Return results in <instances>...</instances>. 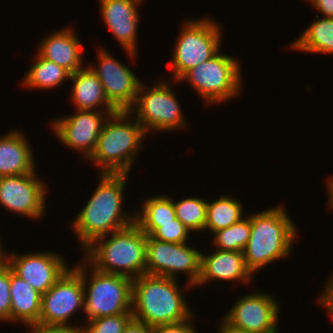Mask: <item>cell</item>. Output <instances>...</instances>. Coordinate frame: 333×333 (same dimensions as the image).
<instances>
[{
  "label": "cell",
  "mask_w": 333,
  "mask_h": 333,
  "mask_svg": "<svg viewBox=\"0 0 333 333\" xmlns=\"http://www.w3.org/2000/svg\"><path fill=\"white\" fill-rule=\"evenodd\" d=\"M177 279L143 274L132 281L133 318L151 328L188 320L193 314Z\"/></svg>",
  "instance_id": "2"
},
{
  "label": "cell",
  "mask_w": 333,
  "mask_h": 333,
  "mask_svg": "<svg viewBox=\"0 0 333 333\" xmlns=\"http://www.w3.org/2000/svg\"><path fill=\"white\" fill-rule=\"evenodd\" d=\"M0 243L1 242V236H0ZM4 253V250L2 248V245L0 244V267L6 263L7 255Z\"/></svg>",
  "instance_id": "39"
},
{
  "label": "cell",
  "mask_w": 333,
  "mask_h": 333,
  "mask_svg": "<svg viewBox=\"0 0 333 333\" xmlns=\"http://www.w3.org/2000/svg\"><path fill=\"white\" fill-rule=\"evenodd\" d=\"M6 263L39 293H46L69 268L63 257L53 252L7 255Z\"/></svg>",
  "instance_id": "16"
},
{
  "label": "cell",
  "mask_w": 333,
  "mask_h": 333,
  "mask_svg": "<svg viewBox=\"0 0 333 333\" xmlns=\"http://www.w3.org/2000/svg\"><path fill=\"white\" fill-rule=\"evenodd\" d=\"M46 185L36 172L0 177V205L13 213L40 219L45 213Z\"/></svg>",
  "instance_id": "13"
},
{
  "label": "cell",
  "mask_w": 333,
  "mask_h": 333,
  "mask_svg": "<svg viewBox=\"0 0 333 333\" xmlns=\"http://www.w3.org/2000/svg\"><path fill=\"white\" fill-rule=\"evenodd\" d=\"M180 30V36L173 49L170 67L175 82L191 68L211 59L221 49L220 26L207 18L187 21Z\"/></svg>",
  "instance_id": "8"
},
{
  "label": "cell",
  "mask_w": 333,
  "mask_h": 333,
  "mask_svg": "<svg viewBox=\"0 0 333 333\" xmlns=\"http://www.w3.org/2000/svg\"><path fill=\"white\" fill-rule=\"evenodd\" d=\"M132 318V313L95 318L87 321V327H79L78 333H123Z\"/></svg>",
  "instance_id": "29"
},
{
  "label": "cell",
  "mask_w": 333,
  "mask_h": 333,
  "mask_svg": "<svg viewBox=\"0 0 333 333\" xmlns=\"http://www.w3.org/2000/svg\"><path fill=\"white\" fill-rule=\"evenodd\" d=\"M297 234L296 225L280 205L251 214L250 238L243 250L247 268L255 274L287 257Z\"/></svg>",
  "instance_id": "3"
},
{
  "label": "cell",
  "mask_w": 333,
  "mask_h": 333,
  "mask_svg": "<svg viewBox=\"0 0 333 333\" xmlns=\"http://www.w3.org/2000/svg\"><path fill=\"white\" fill-rule=\"evenodd\" d=\"M10 322L38 323L42 294L16 275L10 267Z\"/></svg>",
  "instance_id": "22"
},
{
  "label": "cell",
  "mask_w": 333,
  "mask_h": 333,
  "mask_svg": "<svg viewBox=\"0 0 333 333\" xmlns=\"http://www.w3.org/2000/svg\"><path fill=\"white\" fill-rule=\"evenodd\" d=\"M328 186H327V188H328V201H329V207L331 208V209H333V178H329V179H327V183H326Z\"/></svg>",
  "instance_id": "38"
},
{
  "label": "cell",
  "mask_w": 333,
  "mask_h": 333,
  "mask_svg": "<svg viewBox=\"0 0 333 333\" xmlns=\"http://www.w3.org/2000/svg\"><path fill=\"white\" fill-rule=\"evenodd\" d=\"M222 322V323H221ZM220 329L218 330V333H248L236 328L231 327L228 325L223 319L220 321Z\"/></svg>",
  "instance_id": "37"
},
{
  "label": "cell",
  "mask_w": 333,
  "mask_h": 333,
  "mask_svg": "<svg viewBox=\"0 0 333 333\" xmlns=\"http://www.w3.org/2000/svg\"><path fill=\"white\" fill-rule=\"evenodd\" d=\"M324 17L333 18V0H308Z\"/></svg>",
  "instance_id": "36"
},
{
  "label": "cell",
  "mask_w": 333,
  "mask_h": 333,
  "mask_svg": "<svg viewBox=\"0 0 333 333\" xmlns=\"http://www.w3.org/2000/svg\"><path fill=\"white\" fill-rule=\"evenodd\" d=\"M108 235L96 239L83 250L84 261L101 272L132 279L145 274L147 235L140 227L134 222Z\"/></svg>",
  "instance_id": "4"
},
{
  "label": "cell",
  "mask_w": 333,
  "mask_h": 333,
  "mask_svg": "<svg viewBox=\"0 0 333 333\" xmlns=\"http://www.w3.org/2000/svg\"><path fill=\"white\" fill-rule=\"evenodd\" d=\"M19 130L0 136V177L35 172L32 149Z\"/></svg>",
  "instance_id": "20"
},
{
  "label": "cell",
  "mask_w": 333,
  "mask_h": 333,
  "mask_svg": "<svg viewBox=\"0 0 333 333\" xmlns=\"http://www.w3.org/2000/svg\"><path fill=\"white\" fill-rule=\"evenodd\" d=\"M144 0H100V11L119 44L130 58L136 57L137 30L139 24L138 5ZM136 50V51H135Z\"/></svg>",
  "instance_id": "17"
},
{
  "label": "cell",
  "mask_w": 333,
  "mask_h": 333,
  "mask_svg": "<svg viewBox=\"0 0 333 333\" xmlns=\"http://www.w3.org/2000/svg\"><path fill=\"white\" fill-rule=\"evenodd\" d=\"M103 111V109L76 110L75 114L71 116L53 121L52 130L63 144L73 150L83 152V155L89 159L96 148L105 121L108 116L115 113Z\"/></svg>",
  "instance_id": "15"
},
{
  "label": "cell",
  "mask_w": 333,
  "mask_h": 333,
  "mask_svg": "<svg viewBox=\"0 0 333 333\" xmlns=\"http://www.w3.org/2000/svg\"><path fill=\"white\" fill-rule=\"evenodd\" d=\"M190 231L177 218L171 223L160 224V227L151 235L152 238L171 243H187Z\"/></svg>",
  "instance_id": "30"
},
{
  "label": "cell",
  "mask_w": 333,
  "mask_h": 333,
  "mask_svg": "<svg viewBox=\"0 0 333 333\" xmlns=\"http://www.w3.org/2000/svg\"><path fill=\"white\" fill-rule=\"evenodd\" d=\"M70 80L73 81L71 100L76 110L95 111L103 107L104 112L118 111L106 98L102 83L89 66L72 73Z\"/></svg>",
  "instance_id": "21"
},
{
  "label": "cell",
  "mask_w": 333,
  "mask_h": 333,
  "mask_svg": "<svg viewBox=\"0 0 333 333\" xmlns=\"http://www.w3.org/2000/svg\"><path fill=\"white\" fill-rule=\"evenodd\" d=\"M201 254L187 243L163 242L147 236L146 274L176 279V273L183 272L188 276L185 287L194 288L200 276Z\"/></svg>",
  "instance_id": "10"
},
{
  "label": "cell",
  "mask_w": 333,
  "mask_h": 333,
  "mask_svg": "<svg viewBox=\"0 0 333 333\" xmlns=\"http://www.w3.org/2000/svg\"><path fill=\"white\" fill-rule=\"evenodd\" d=\"M98 66L89 65L102 83L106 98L117 110L134 105L142 81L133 71L115 59L106 49L99 48Z\"/></svg>",
  "instance_id": "14"
},
{
  "label": "cell",
  "mask_w": 333,
  "mask_h": 333,
  "mask_svg": "<svg viewBox=\"0 0 333 333\" xmlns=\"http://www.w3.org/2000/svg\"><path fill=\"white\" fill-rule=\"evenodd\" d=\"M128 174L99 173L97 188L71 226L84 250L96 239L124 229L135 222V214L125 213L122 209Z\"/></svg>",
  "instance_id": "1"
},
{
  "label": "cell",
  "mask_w": 333,
  "mask_h": 333,
  "mask_svg": "<svg viewBox=\"0 0 333 333\" xmlns=\"http://www.w3.org/2000/svg\"><path fill=\"white\" fill-rule=\"evenodd\" d=\"M290 47L297 51L333 54V18H319Z\"/></svg>",
  "instance_id": "24"
},
{
  "label": "cell",
  "mask_w": 333,
  "mask_h": 333,
  "mask_svg": "<svg viewBox=\"0 0 333 333\" xmlns=\"http://www.w3.org/2000/svg\"><path fill=\"white\" fill-rule=\"evenodd\" d=\"M10 266L5 263L0 267V320L10 322Z\"/></svg>",
  "instance_id": "31"
},
{
  "label": "cell",
  "mask_w": 333,
  "mask_h": 333,
  "mask_svg": "<svg viewBox=\"0 0 333 333\" xmlns=\"http://www.w3.org/2000/svg\"><path fill=\"white\" fill-rule=\"evenodd\" d=\"M324 292L320 295V305L327 309V312H329L331 318L333 319V275L329 279V281L326 283Z\"/></svg>",
  "instance_id": "34"
},
{
  "label": "cell",
  "mask_w": 333,
  "mask_h": 333,
  "mask_svg": "<svg viewBox=\"0 0 333 333\" xmlns=\"http://www.w3.org/2000/svg\"><path fill=\"white\" fill-rule=\"evenodd\" d=\"M25 325L31 328L30 333H78L71 327L43 325L39 323H28Z\"/></svg>",
  "instance_id": "33"
},
{
  "label": "cell",
  "mask_w": 333,
  "mask_h": 333,
  "mask_svg": "<svg viewBox=\"0 0 333 333\" xmlns=\"http://www.w3.org/2000/svg\"><path fill=\"white\" fill-rule=\"evenodd\" d=\"M80 308L84 310L82 276L75 268H68L56 283L42 294L38 323L71 327L78 332L79 327L72 326L68 320Z\"/></svg>",
  "instance_id": "11"
},
{
  "label": "cell",
  "mask_w": 333,
  "mask_h": 333,
  "mask_svg": "<svg viewBox=\"0 0 333 333\" xmlns=\"http://www.w3.org/2000/svg\"><path fill=\"white\" fill-rule=\"evenodd\" d=\"M38 54L71 74L82 67V45L78 36L71 28H63L43 38L39 44Z\"/></svg>",
  "instance_id": "19"
},
{
  "label": "cell",
  "mask_w": 333,
  "mask_h": 333,
  "mask_svg": "<svg viewBox=\"0 0 333 333\" xmlns=\"http://www.w3.org/2000/svg\"><path fill=\"white\" fill-rule=\"evenodd\" d=\"M243 204L228 195L207 202V220L204 230L212 233L230 227L243 219Z\"/></svg>",
  "instance_id": "26"
},
{
  "label": "cell",
  "mask_w": 333,
  "mask_h": 333,
  "mask_svg": "<svg viewBox=\"0 0 333 333\" xmlns=\"http://www.w3.org/2000/svg\"><path fill=\"white\" fill-rule=\"evenodd\" d=\"M192 317L193 315L188 320L179 323L153 327L152 333H197L190 321Z\"/></svg>",
  "instance_id": "32"
},
{
  "label": "cell",
  "mask_w": 333,
  "mask_h": 333,
  "mask_svg": "<svg viewBox=\"0 0 333 333\" xmlns=\"http://www.w3.org/2000/svg\"><path fill=\"white\" fill-rule=\"evenodd\" d=\"M35 55H37L34 56L36 62L29 68L22 83L26 87L51 90L60 86L66 79H70L71 73L67 69L41 57L38 53Z\"/></svg>",
  "instance_id": "25"
},
{
  "label": "cell",
  "mask_w": 333,
  "mask_h": 333,
  "mask_svg": "<svg viewBox=\"0 0 333 333\" xmlns=\"http://www.w3.org/2000/svg\"><path fill=\"white\" fill-rule=\"evenodd\" d=\"M123 333H152V328L144 322L132 318L124 328Z\"/></svg>",
  "instance_id": "35"
},
{
  "label": "cell",
  "mask_w": 333,
  "mask_h": 333,
  "mask_svg": "<svg viewBox=\"0 0 333 333\" xmlns=\"http://www.w3.org/2000/svg\"><path fill=\"white\" fill-rule=\"evenodd\" d=\"M274 298L261 291L244 294L222 318L231 327L248 333H278L280 306Z\"/></svg>",
  "instance_id": "12"
},
{
  "label": "cell",
  "mask_w": 333,
  "mask_h": 333,
  "mask_svg": "<svg viewBox=\"0 0 333 333\" xmlns=\"http://www.w3.org/2000/svg\"><path fill=\"white\" fill-rule=\"evenodd\" d=\"M90 266V277L87 276L86 264L73 266L82 276L87 320L132 313L133 279L125 275L101 272Z\"/></svg>",
  "instance_id": "6"
},
{
  "label": "cell",
  "mask_w": 333,
  "mask_h": 333,
  "mask_svg": "<svg viewBox=\"0 0 333 333\" xmlns=\"http://www.w3.org/2000/svg\"><path fill=\"white\" fill-rule=\"evenodd\" d=\"M240 67L237 59L218 52L211 59L188 70L178 82L188 81L207 104L222 103L241 92Z\"/></svg>",
  "instance_id": "7"
},
{
  "label": "cell",
  "mask_w": 333,
  "mask_h": 333,
  "mask_svg": "<svg viewBox=\"0 0 333 333\" xmlns=\"http://www.w3.org/2000/svg\"><path fill=\"white\" fill-rule=\"evenodd\" d=\"M252 272L247 268L243 252L216 249L209 255L201 254V271L196 286L212 280L242 281L248 284Z\"/></svg>",
  "instance_id": "18"
},
{
  "label": "cell",
  "mask_w": 333,
  "mask_h": 333,
  "mask_svg": "<svg viewBox=\"0 0 333 333\" xmlns=\"http://www.w3.org/2000/svg\"><path fill=\"white\" fill-rule=\"evenodd\" d=\"M135 214V223L147 235L151 236L160 224L173 222L176 218L174 203L167 195H157L144 200L140 213Z\"/></svg>",
  "instance_id": "23"
},
{
  "label": "cell",
  "mask_w": 333,
  "mask_h": 333,
  "mask_svg": "<svg viewBox=\"0 0 333 333\" xmlns=\"http://www.w3.org/2000/svg\"><path fill=\"white\" fill-rule=\"evenodd\" d=\"M168 84L169 82L159 81L151 89H146L141 83L136 101L128 110L135 112L134 117L147 134L150 130H182L186 124L179 101Z\"/></svg>",
  "instance_id": "9"
},
{
  "label": "cell",
  "mask_w": 333,
  "mask_h": 333,
  "mask_svg": "<svg viewBox=\"0 0 333 333\" xmlns=\"http://www.w3.org/2000/svg\"><path fill=\"white\" fill-rule=\"evenodd\" d=\"M251 233V215L230 227L213 232V245L216 249L226 251H241L249 241Z\"/></svg>",
  "instance_id": "27"
},
{
  "label": "cell",
  "mask_w": 333,
  "mask_h": 333,
  "mask_svg": "<svg viewBox=\"0 0 333 333\" xmlns=\"http://www.w3.org/2000/svg\"><path fill=\"white\" fill-rule=\"evenodd\" d=\"M128 110H118L108 116L96 148L88 161L100 166L101 172L129 173L134 157L146 136L142 125ZM138 151V152H137Z\"/></svg>",
  "instance_id": "5"
},
{
  "label": "cell",
  "mask_w": 333,
  "mask_h": 333,
  "mask_svg": "<svg viewBox=\"0 0 333 333\" xmlns=\"http://www.w3.org/2000/svg\"><path fill=\"white\" fill-rule=\"evenodd\" d=\"M207 202L198 197H188L178 202L173 200L176 218L190 232L204 230L207 220Z\"/></svg>",
  "instance_id": "28"
}]
</instances>
